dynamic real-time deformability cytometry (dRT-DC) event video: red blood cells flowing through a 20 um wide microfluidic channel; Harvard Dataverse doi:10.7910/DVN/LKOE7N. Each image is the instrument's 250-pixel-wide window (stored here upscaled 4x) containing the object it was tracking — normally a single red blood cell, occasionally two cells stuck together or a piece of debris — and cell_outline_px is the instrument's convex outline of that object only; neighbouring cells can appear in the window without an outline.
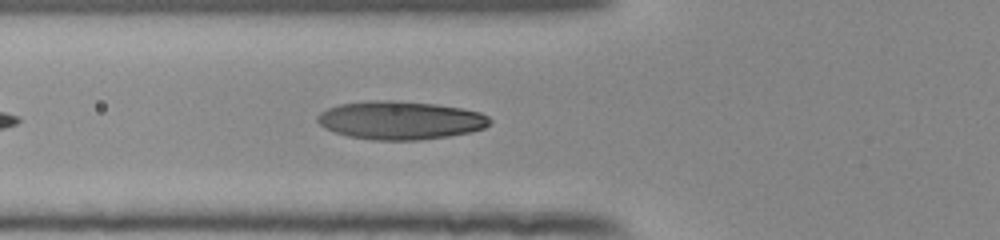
{"species": "human", "species_latin": "Homo sapiens", "temperature_condition": "room temperature", "stored_images_in_passage": 36, "camera_frame_rate_fps": 3000, "um_per_image_px": 0.085, "donor": {"sex": "female"}, "frame": {"image": 1, "passage_image": 5, "time_ms": 1.333, "image_size_px": [1000, 240], "cell_outline_px": [[492, 120], [484, 128], [472, 132], [448, 136], [420, 140], [372, 140], [348, 136], [324, 128], [316, 120], [316, 116], [320, 112], [328, 108], [340, 104], [368, 100], [392, 100], [436, 104], [460, 108], [480, 112], [488, 116]], "centroid_in_image_um": [34.01, 10.22], "position_along_channel_um": 91.8, "area_um2": 38.61}}
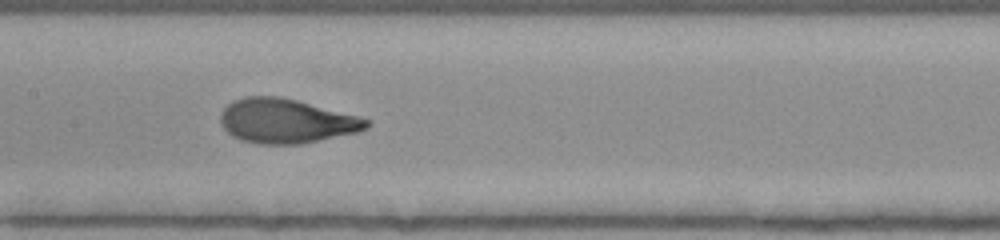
{"frame": {"image": 2, "passage_image": 12, "time_ms": 3.667, "image_size_px": [1000, 240], "cell_outline_px": [[372, 124], [368, 128], [360, 132], [300, 144], [256, 144], [240, 140], [232, 136], [220, 124], [220, 112], [232, 100], [244, 96], [280, 96], [296, 100], [372, 120]], "centroid_in_image_um": [24.32, 10.29], "position_along_channel_um": 183.1, "area_um2": 38.03}}
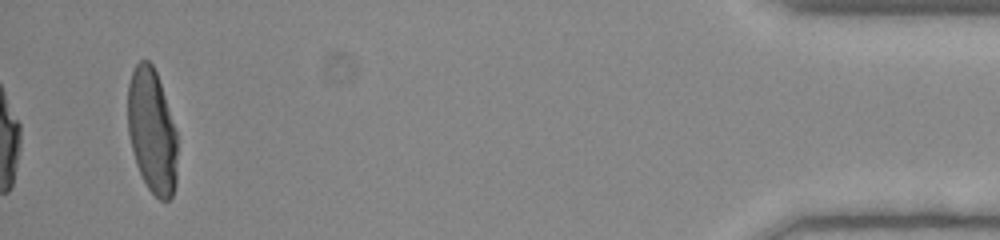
{"frame": {"image": 3, "passage_image": 36, "time_ms": 11.667, "image_size_px": [1000, 240], "cell_outline_px": [[176, 184], [172, 196], [168, 200], [160, 200], [148, 188], [136, 164], [128, 132], [128, 84], [132, 72], [136, 64], [140, 60], [148, 60], [152, 64], [156, 72], [176, 132]], "centroid_in_image_um": [12.9, 11.15], "position_along_channel_um": 422.3, "area_um2": 35.43}, "authors_computed_cell_mechanics": {"area_um2": 37.0787, "velocity_mm_per_s": 3.9064, "shape_relaxation_time_tau1_ms": 4.4359, "shape_relaxation_time_tau2_ms": null, "deformation_change_tau1": 0.2226, "deformation_change_tau2": null}}